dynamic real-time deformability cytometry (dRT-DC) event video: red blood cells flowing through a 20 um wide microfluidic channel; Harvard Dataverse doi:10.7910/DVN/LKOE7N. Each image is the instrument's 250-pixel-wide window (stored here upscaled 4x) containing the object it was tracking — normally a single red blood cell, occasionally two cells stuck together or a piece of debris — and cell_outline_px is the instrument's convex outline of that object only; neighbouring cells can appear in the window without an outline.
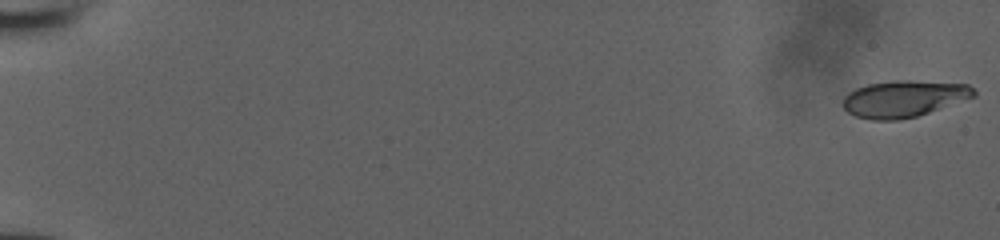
{"species": "human", "species_latin": "Homo sapiens", "temperature_condition": "room temperature", "stored_images_in_passage": 53, "camera_frame_rate_fps": 3000, "um_per_image_px": 0.085, "donor": {"sex": "male"}, "frame": {"image": 1, "passage_image": 1, "time_ms": 0.0, "image_size_px": [1000, 240], "cell_outline_px": [[976, 96], [916, 116], [900, 120], [872, 120], [856, 116], [848, 112], [844, 108], [844, 96], [848, 92], [856, 88], [868, 84], [896, 80], [908, 80], [968, 84], [976, 92]], "centroid_in_image_um": [76.81, 8.39], "position_along_channel_um": 8.2, "area_um2": 27.74}}
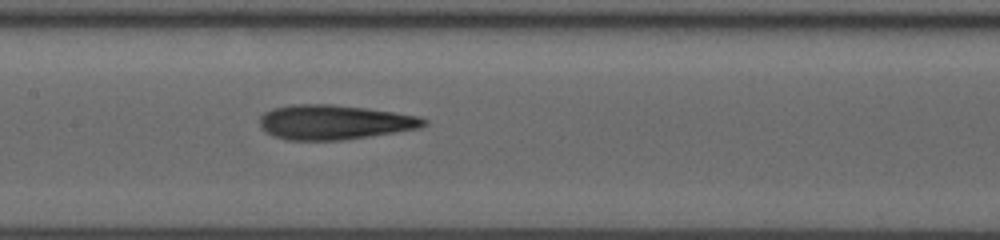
{"frame": {"image": 2, "passage_image": 29, "time_ms": 9.333, "image_size_px": [1000, 240], "cell_outline_px": [[428, 124], [420, 128], [396, 132], [340, 140], [288, 140], [272, 136], [264, 132], [260, 128], [260, 116], [264, 112], [272, 108], [292, 104], [332, 104], [368, 108], [396, 112], [420, 116], [428, 120]], "centroid_in_image_um": [28.41, 10.38], "position_along_channel_um": 179.0, "area_um2": 33.47}}
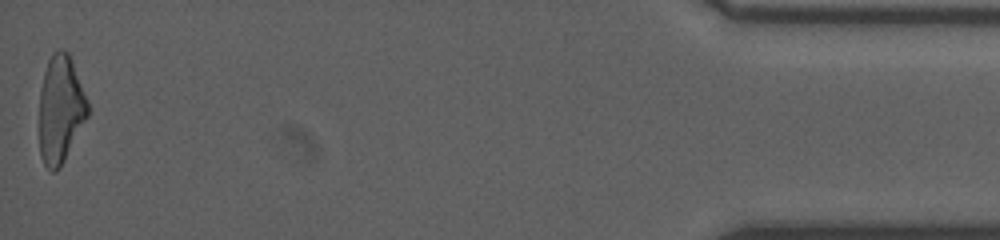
{"frame": {"image": 3, "passage_image": 53, "time_ms": 17.333, "image_size_px": [1000, 240], "cell_outline_px": [[88, 116], [60, 168], [56, 172], [52, 172], [44, 164], [40, 156], [40, 92], [44, 72], [48, 60], [52, 52], [60, 48], [68, 52], [88, 100]], "centroid_in_image_um": [5.14, 9.29], "position_along_channel_um": 430.1, "area_um2": 30.29}}